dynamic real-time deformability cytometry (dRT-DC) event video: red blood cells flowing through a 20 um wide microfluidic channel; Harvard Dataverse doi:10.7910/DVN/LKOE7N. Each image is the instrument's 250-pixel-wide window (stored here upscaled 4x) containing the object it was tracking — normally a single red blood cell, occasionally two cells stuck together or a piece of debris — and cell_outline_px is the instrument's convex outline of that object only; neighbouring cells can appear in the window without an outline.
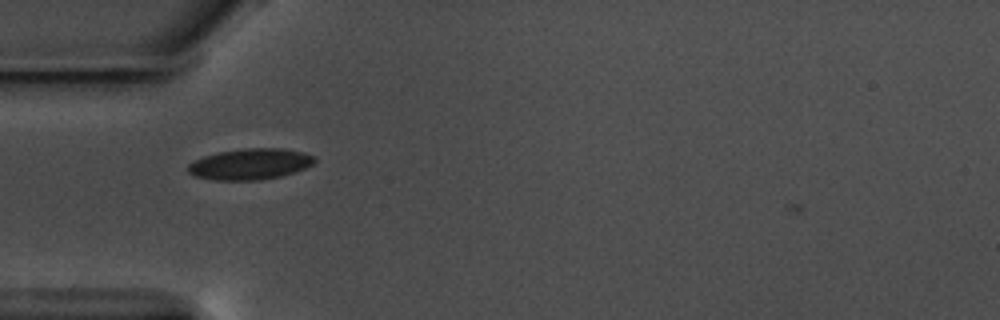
{"species": "common noctule bat (a hibernating species)", "species_latin": "Nyctalus noctula", "temperature_condition": "warm", "stored_images_in_passage": 42, "camera_frame_rate_fps": 3000, "um_per_image_px": 0.085, "animal": {"sex": "male", "body_mass_g": 17.5, "forearm_length_mm": 52.3}, "frame": {"image": 1, "passage_image": 3, "time_ms": 0.667, "image_size_px": [1000, 320], "cell_outline_px": [[316, 160], [312, 164], [304, 168], [280, 176], [260, 180], [216, 180], [196, 176], [188, 172], [188, 164], [204, 156], [220, 152], [244, 148], [284, 148], [304, 152], [316, 156]], "centroid_in_image_um": [21.29, 13.93], "position_along_channel_um": 63.7, "area_um2": 22.72}}
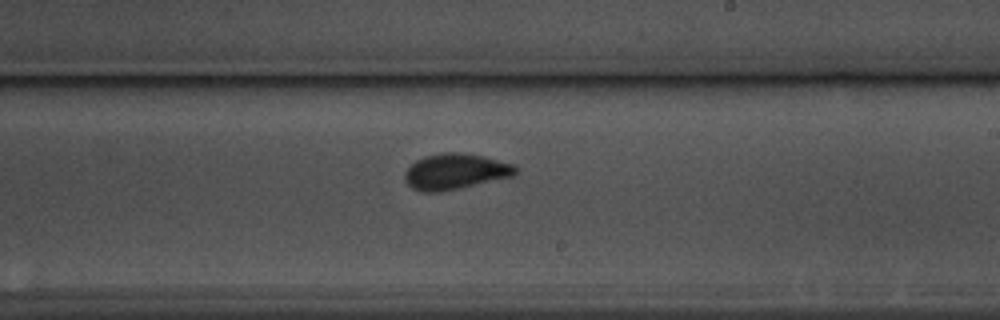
{"frame": {"image": 2, "passage_image": 19, "time_ms": 6.0, "image_size_px": [1000, 320], "cell_outline_px": [[520, 168], [512, 176], [460, 188], [440, 192], [420, 192], [412, 188], [404, 180], [404, 172], [416, 160], [424, 156], [444, 152], [456, 152], [484, 156], [516, 164]], "centroid_in_image_um": [38.71, 14.58], "position_along_channel_um": 250.3, "area_um2": 23.24}}
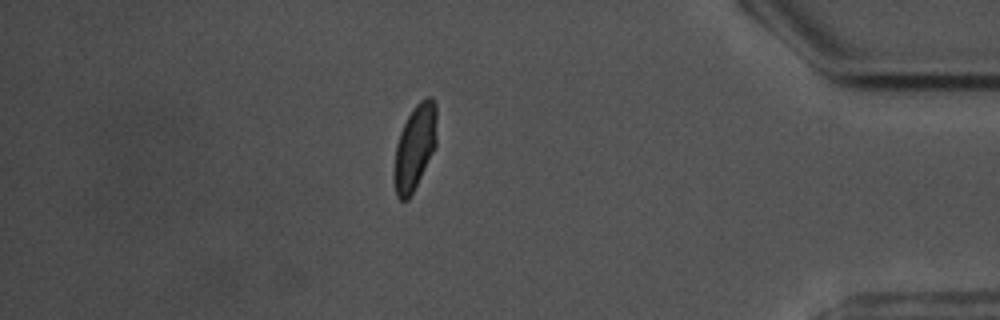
{"frame": {"image": 3, "passage_image": 35, "time_ms": 11.333, "image_size_px": [1000, 320], "cell_outline_px": [[436, 144], [408, 200], [400, 200], [396, 196], [396, 144], [400, 132], [412, 108], [420, 100], [428, 96], [432, 96], [436, 104]], "centroid_in_image_um": [35.29, 12.41], "position_along_channel_um": 399.9, "area_um2": 20.35}}